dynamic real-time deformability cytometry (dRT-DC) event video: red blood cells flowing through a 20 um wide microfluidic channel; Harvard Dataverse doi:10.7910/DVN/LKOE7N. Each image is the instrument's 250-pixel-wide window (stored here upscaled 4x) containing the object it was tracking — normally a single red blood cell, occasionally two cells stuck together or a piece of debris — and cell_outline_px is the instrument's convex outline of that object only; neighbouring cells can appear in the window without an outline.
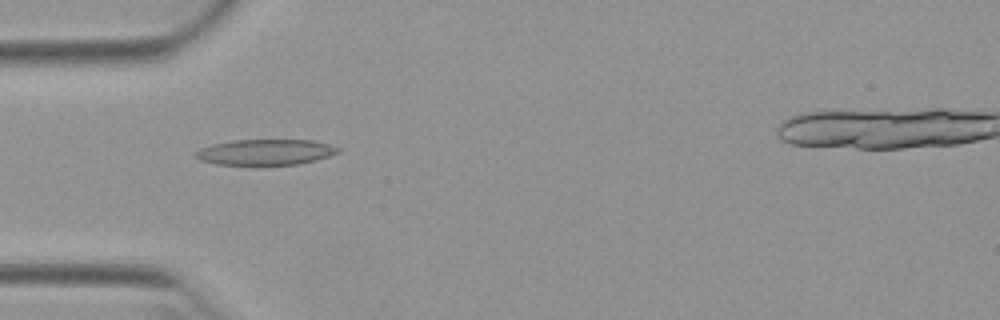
{"species": "Egyptian fruit bat (a non-hibernating species)", "species_latin": "Rousettus aegyptiacus", "temperature_condition": "warm", "stored_images_in_passage": 51, "camera_frame_rate_fps": 3000, "um_per_image_px": 0.085, "animal": {"sex": "female"}, "frame": {"image": 1, "passage_image": 16, "time_ms": 5.0, "image_size_px": [1000, 320], "cell_outline_px": [[340, 152], [316, 160], [300, 164], [256, 168], [216, 164], [200, 160], [192, 152], [200, 148], [212, 144], [232, 140], [312, 140], [332, 144], [340, 148]], "centroid_in_image_um": [22.54, 12.98], "position_along_channel_um": 62.5, "area_um2": 22.54}}
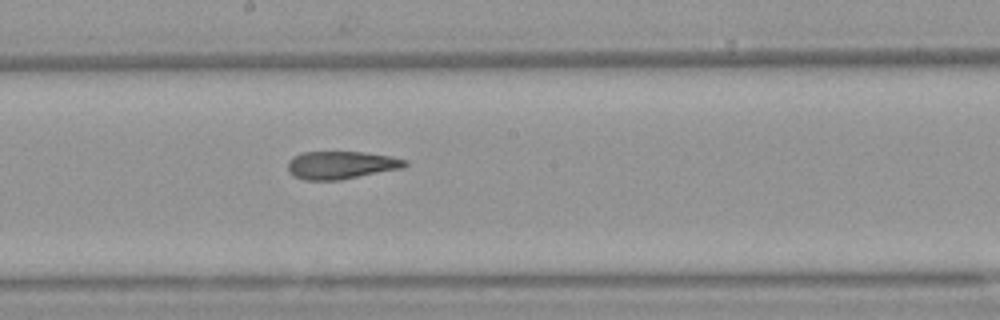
{"frame": {"image": 2, "passage_image": 28, "time_ms": 9.0, "image_size_px": [1000, 320], "cell_outline_px": [[408, 164], [404, 168], [340, 180], [304, 180], [288, 172], [288, 160], [292, 156], [304, 152], [364, 152], [392, 156], [408, 160]], "centroid_in_image_um": [29.02, 14.03], "position_along_channel_um": 219.2, "area_um2": 19.19}}
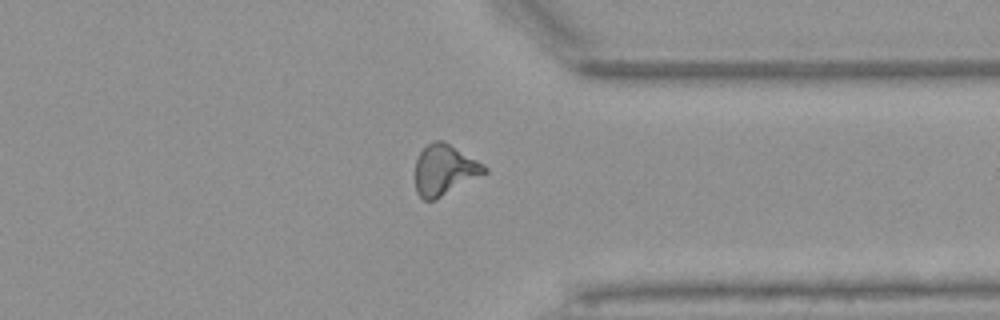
{"frame": {"image": 3, "passage_image": 40, "time_ms": 13.0, "image_size_px": [1000, 320], "cell_outline_px": [[488, 172], [436, 200], [424, 200], [416, 192], [416, 160], [420, 152], [432, 140], [444, 140], [484, 164], [488, 168]], "centroid_in_image_um": [37.8, 14.44], "position_along_channel_um": 373.6, "area_um2": 20.52}}